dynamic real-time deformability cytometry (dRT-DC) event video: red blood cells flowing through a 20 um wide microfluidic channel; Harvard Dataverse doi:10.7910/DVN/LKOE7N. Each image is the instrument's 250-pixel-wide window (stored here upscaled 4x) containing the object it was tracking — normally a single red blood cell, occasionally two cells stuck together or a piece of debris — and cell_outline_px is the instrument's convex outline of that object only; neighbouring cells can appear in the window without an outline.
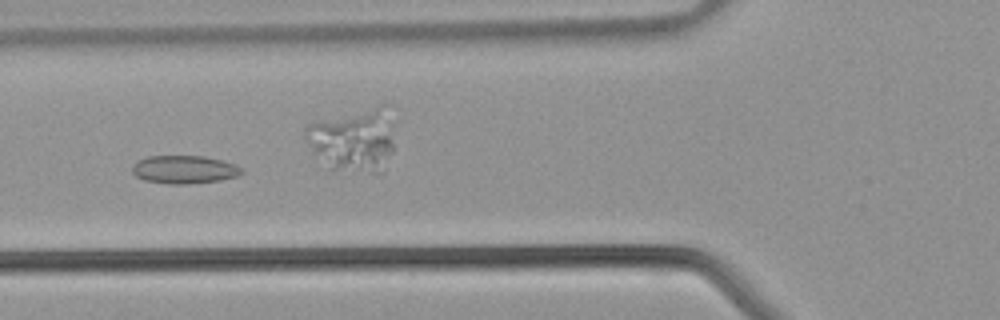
{"species": "common noctule bat (a hibernating species)", "species_latin": "Nyctalus noctula", "temperature_condition": "warm", "stored_images_in_passage": 45, "camera_frame_rate_fps": 3000, "um_per_image_px": 0.085, "animal": {"sex": "male", "body_mass_g": 21.5, "forearm_length_mm": 52.0}, "frame": {"image": 1, "passage_image": 17, "time_ms": 5.333, "image_size_px": [1000, 320], "cell_outline_px": [[244, 172], [236, 176], [220, 180], [188, 184], [168, 184], [144, 180], [136, 176], [132, 172], [132, 164], [148, 156], [204, 156], [236, 164], [244, 168]], "centroid_in_image_um": [15.67, 14.41], "position_along_channel_um": 110.1, "area_um2": 17.98}}
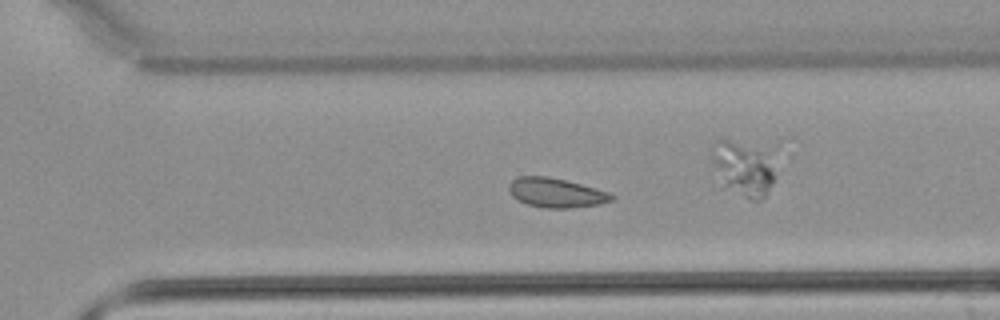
{"frame": {"image": 2, "passage_image": 30, "time_ms": 9.667, "image_size_px": [1000, 320], "cell_outline_px": [[616, 196], [612, 200], [600, 204], [572, 208], [544, 208], [528, 204], [516, 200], [512, 196], [508, 188], [508, 184], [512, 180], [520, 176], [548, 176], [596, 188], [608, 192]], "centroid_in_image_um": [47.25, 16.39], "position_along_channel_um": 323.4, "area_um2": 17.63}}
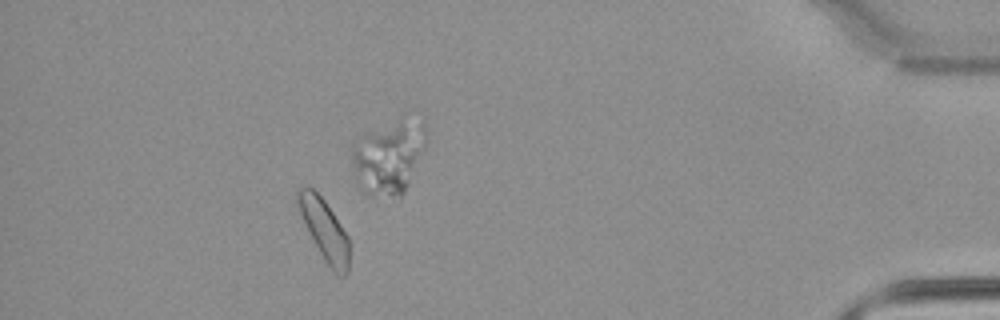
{"frame": {"image": 3, "passage_image": 39, "time_ms": 12.667, "image_size_px": [1000, 320], "cell_outline_px": [[348, 272], [344, 276], [336, 276], [332, 272], [324, 260], [300, 212], [296, 200], [296, 188], [312, 188], [324, 200], [348, 236]], "centroid_in_image_um": [27.59, 19.56], "position_along_channel_um": 407.6, "area_um2": 17.69}}